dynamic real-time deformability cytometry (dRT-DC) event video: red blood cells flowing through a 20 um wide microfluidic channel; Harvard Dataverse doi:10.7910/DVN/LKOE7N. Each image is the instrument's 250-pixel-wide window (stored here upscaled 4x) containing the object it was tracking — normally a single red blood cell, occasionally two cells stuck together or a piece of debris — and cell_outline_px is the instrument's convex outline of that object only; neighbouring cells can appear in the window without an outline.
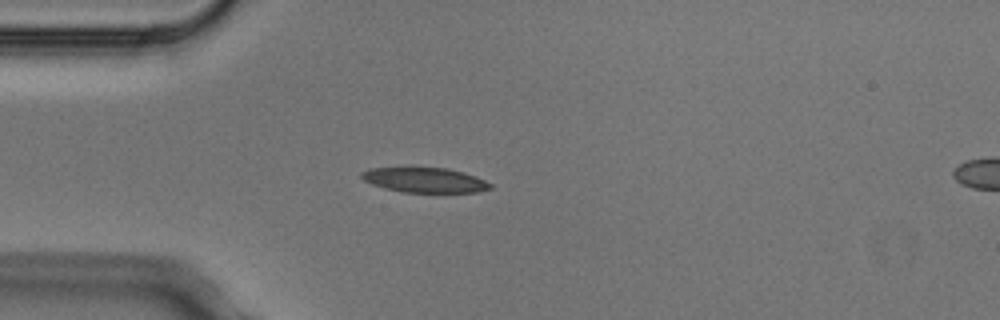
{"species": "Egyptian fruit bat (a non-hibernating species)", "species_latin": "Rousettus aegyptiacus", "temperature_condition": "cold", "stored_images_in_passage": 2, "camera_frame_rate_fps": 3000, "um_per_image_px": 0.085, "animal": {"sex": "male"}, "frame": {"image": 1, "passage_image": 1, "time_ms": 0.0, "image_size_px": [1000, 320], "cell_outline_px": [[492, 188], [476, 192], [400, 192], [384, 188], [372, 184], [364, 180], [360, 176], [360, 172], [368, 168], [448, 168], [464, 172], [476, 176], [492, 184]], "centroid_in_image_um": [36.09, 15.3], "position_along_channel_um": 48.9, "area_um2": 18.67}}